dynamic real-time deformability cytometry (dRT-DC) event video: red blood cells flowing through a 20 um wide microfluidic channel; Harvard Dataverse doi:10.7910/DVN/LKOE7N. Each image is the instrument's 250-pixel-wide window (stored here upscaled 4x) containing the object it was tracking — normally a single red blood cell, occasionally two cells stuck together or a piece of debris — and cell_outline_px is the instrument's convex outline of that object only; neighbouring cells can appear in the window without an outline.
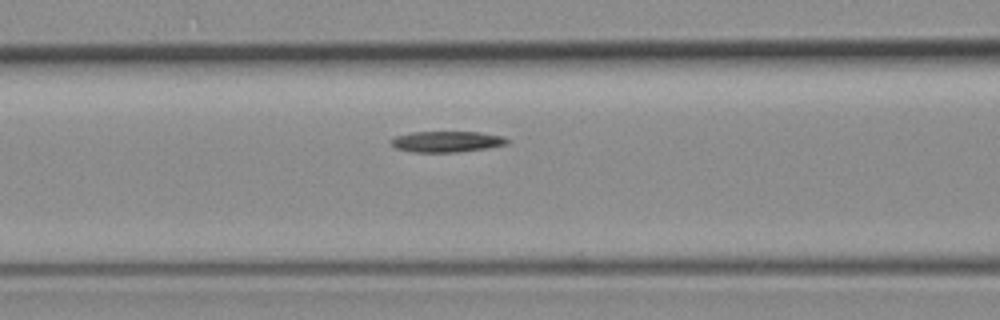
{"species": "common noctule bat (a hibernating species)", "species_latin": "Nyctalus noctula", "temperature_condition": "room temperature", "stored_images_in_passage": 5, "camera_frame_rate_fps": 3000, "um_per_image_px": 0.085, "animal": {"sex": "female", "body_mass_g": 19.3, "forearm_length_mm": 54.1}, "frame": {"image": 1, "passage_image": 5, "time_ms": 5.667, "image_size_px": [1000, 320], "cell_outline_px": [[508, 144], [488, 148], [456, 152], [412, 152], [396, 148], [392, 144], [392, 140], [396, 136], [412, 132], [480, 132], [504, 136], [508, 140]], "centroid_in_image_um": [38.02, 12.04], "position_along_channel_um": 128.6, "area_um2": 14.1}}